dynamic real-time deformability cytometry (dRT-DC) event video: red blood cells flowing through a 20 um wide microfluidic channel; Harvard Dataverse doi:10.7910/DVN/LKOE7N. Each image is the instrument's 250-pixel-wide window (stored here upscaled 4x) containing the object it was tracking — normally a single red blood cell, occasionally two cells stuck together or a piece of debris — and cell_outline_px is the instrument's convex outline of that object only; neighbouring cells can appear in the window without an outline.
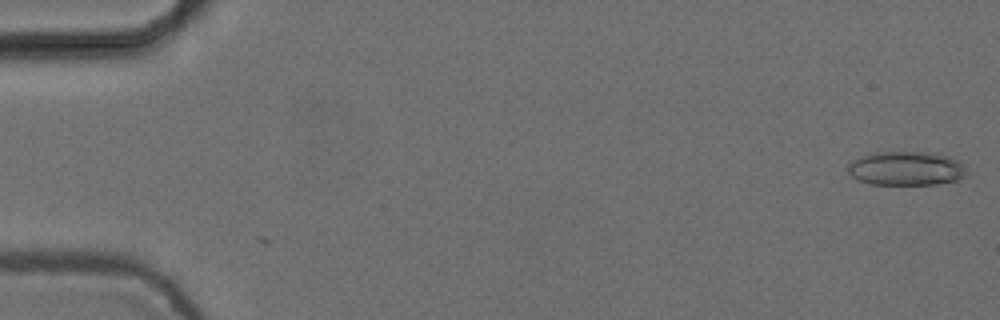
{"species": "common noctule bat (a hibernating species)", "species_latin": "Nyctalus noctula", "temperature_condition": "cold", "stored_images_in_passage": 5, "camera_frame_rate_fps": 3000, "um_per_image_px": 0.085, "animal": {"sex": "female", "body_mass_g": 24.6, "forearm_length_mm": 56.2}, "frame": {"image": 1, "passage_image": 1, "time_ms": 0.0, "image_size_px": [1000, 320], "cell_outline_px": [[968, 172], [964, 176], [956, 180], [936, 184], [868, 184], [856, 180], [848, 172], [848, 164], [852, 160], [860, 156], [872, 152], [936, 152], [948, 156], [956, 160]], "centroid_in_image_um": [76.97, 14.31], "position_along_channel_um": 8.0, "area_um2": 23.64}}
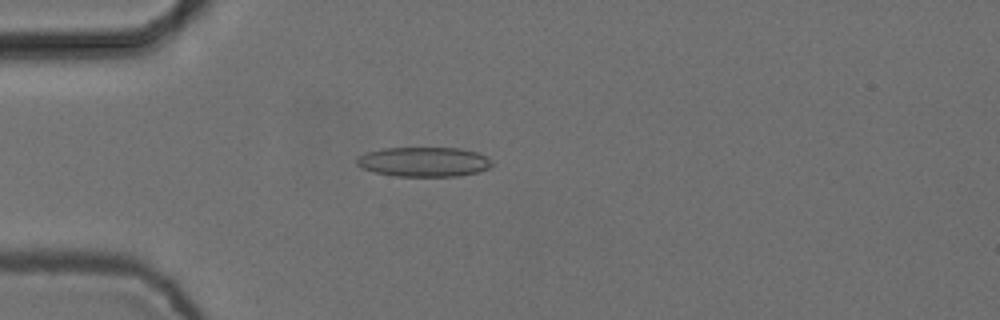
{"frame": {"image": 2, "passage_image": 5, "time_ms": 1.333, "image_size_px": [1000, 320], "cell_outline_px": [[492, 164], [488, 168], [476, 172], [460, 176], [396, 176], [376, 172], [364, 168], [356, 164], [356, 156], [368, 152], [384, 148], [460, 148], [476, 152], [488, 156], [492, 160]], "centroid_in_image_um": [36.04, 13.75], "position_along_channel_um": 49.0, "area_um2": 23.29}}